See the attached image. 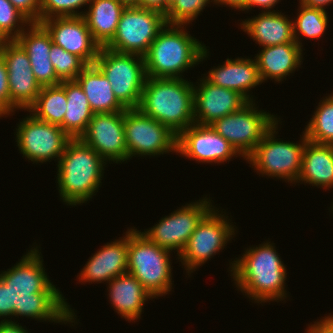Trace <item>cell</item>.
<instances>
[{"label": "cell", "mask_w": 333, "mask_h": 333, "mask_svg": "<svg viewBox=\"0 0 333 333\" xmlns=\"http://www.w3.org/2000/svg\"><path fill=\"white\" fill-rule=\"evenodd\" d=\"M34 244L16 264L0 271V279L9 287L10 321L18 322L14 319L25 317L37 322L69 324L70 327L78 325L75 309L51 282L45 272L41 247Z\"/></svg>", "instance_id": "1"}, {"label": "cell", "mask_w": 333, "mask_h": 333, "mask_svg": "<svg viewBox=\"0 0 333 333\" xmlns=\"http://www.w3.org/2000/svg\"><path fill=\"white\" fill-rule=\"evenodd\" d=\"M241 254L229 260L230 266L227 269L236 289L257 305L270 304L271 301L286 303L290 295L285 286L287 268L275 243L266 240L245 248Z\"/></svg>", "instance_id": "2"}, {"label": "cell", "mask_w": 333, "mask_h": 333, "mask_svg": "<svg viewBox=\"0 0 333 333\" xmlns=\"http://www.w3.org/2000/svg\"><path fill=\"white\" fill-rule=\"evenodd\" d=\"M108 163L80 138H72L56 164L60 201L76 207L99 192Z\"/></svg>", "instance_id": "3"}, {"label": "cell", "mask_w": 333, "mask_h": 333, "mask_svg": "<svg viewBox=\"0 0 333 333\" xmlns=\"http://www.w3.org/2000/svg\"><path fill=\"white\" fill-rule=\"evenodd\" d=\"M187 26L166 23L160 30L144 56L147 77L185 78L184 72L209 58L210 47L189 34Z\"/></svg>", "instance_id": "4"}, {"label": "cell", "mask_w": 333, "mask_h": 333, "mask_svg": "<svg viewBox=\"0 0 333 333\" xmlns=\"http://www.w3.org/2000/svg\"><path fill=\"white\" fill-rule=\"evenodd\" d=\"M137 109L178 135L195 123L193 82L187 78L147 77Z\"/></svg>", "instance_id": "5"}, {"label": "cell", "mask_w": 333, "mask_h": 333, "mask_svg": "<svg viewBox=\"0 0 333 333\" xmlns=\"http://www.w3.org/2000/svg\"><path fill=\"white\" fill-rule=\"evenodd\" d=\"M171 254V251L150 241L134 226L128 228L127 273L137 278L155 299L165 297L174 290Z\"/></svg>", "instance_id": "6"}, {"label": "cell", "mask_w": 333, "mask_h": 333, "mask_svg": "<svg viewBox=\"0 0 333 333\" xmlns=\"http://www.w3.org/2000/svg\"><path fill=\"white\" fill-rule=\"evenodd\" d=\"M281 118L263 136L262 141L254 151L245 159L259 176L281 179L288 184L296 185L301 167L303 152L308 139L305 132L300 135L299 141H285L279 134L278 128Z\"/></svg>", "instance_id": "7"}, {"label": "cell", "mask_w": 333, "mask_h": 333, "mask_svg": "<svg viewBox=\"0 0 333 333\" xmlns=\"http://www.w3.org/2000/svg\"><path fill=\"white\" fill-rule=\"evenodd\" d=\"M214 206L198 223L194 232L189 238L184 250L178 259L184 268L187 278L192 277L196 270L204 266L216 254L226 249L231 239L236 237L237 227L223 211ZM220 209V210H219ZM224 213V214H223ZM233 223V224H232ZM236 227V228H235Z\"/></svg>", "instance_id": "8"}, {"label": "cell", "mask_w": 333, "mask_h": 333, "mask_svg": "<svg viewBox=\"0 0 333 333\" xmlns=\"http://www.w3.org/2000/svg\"><path fill=\"white\" fill-rule=\"evenodd\" d=\"M94 65L106 76L118 101L126 109H137L147 78L144 57L100 47Z\"/></svg>", "instance_id": "9"}, {"label": "cell", "mask_w": 333, "mask_h": 333, "mask_svg": "<svg viewBox=\"0 0 333 333\" xmlns=\"http://www.w3.org/2000/svg\"><path fill=\"white\" fill-rule=\"evenodd\" d=\"M256 101L240 110L215 120L210 126L226 139L245 160L262 141L263 136L280 119L264 111Z\"/></svg>", "instance_id": "10"}, {"label": "cell", "mask_w": 333, "mask_h": 333, "mask_svg": "<svg viewBox=\"0 0 333 333\" xmlns=\"http://www.w3.org/2000/svg\"><path fill=\"white\" fill-rule=\"evenodd\" d=\"M127 161L134 157H160L177 153V135L138 109L124 111Z\"/></svg>", "instance_id": "11"}, {"label": "cell", "mask_w": 333, "mask_h": 333, "mask_svg": "<svg viewBox=\"0 0 333 333\" xmlns=\"http://www.w3.org/2000/svg\"><path fill=\"white\" fill-rule=\"evenodd\" d=\"M16 127L14 136L19 153L32 164L51 160L58 163L72 139L60 126L40 121L30 113L19 119Z\"/></svg>", "instance_id": "12"}, {"label": "cell", "mask_w": 333, "mask_h": 333, "mask_svg": "<svg viewBox=\"0 0 333 333\" xmlns=\"http://www.w3.org/2000/svg\"><path fill=\"white\" fill-rule=\"evenodd\" d=\"M211 201L213 200L210 195H206L199 200L186 203L177 207L178 209L171 214L161 217L157 224L140 232L161 248L174 254L177 252L174 256L178 258L198 223L214 207Z\"/></svg>", "instance_id": "13"}, {"label": "cell", "mask_w": 333, "mask_h": 333, "mask_svg": "<svg viewBox=\"0 0 333 333\" xmlns=\"http://www.w3.org/2000/svg\"><path fill=\"white\" fill-rule=\"evenodd\" d=\"M166 23L165 16L158 11L126 6L113 39L105 47L144 57Z\"/></svg>", "instance_id": "14"}, {"label": "cell", "mask_w": 333, "mask_h": 333, "mask_svg": "<svg viewBox=\"0 0 333 333\" xmlns=\"http://www.w3.org/2000/svg\"><path fill=\"white\" fill-rule=\"evenodd\" d=\"M0 53L6 63L10 92V115L27 111L36 101L41 85L32 72L29 56L16 40H4Z\"/></svg>", "instance_id": "15"}, {"label": "cell", "mask_w": 333, "mask_h": 333, "mask_svg": "<svg viewBox=\"0 0 333 333\" xmlns=\"http://www.w3.org/2000/svg\"><path fill=\"white\" fill-rule=\"evenodd\" d=\"M198 164H225L242 157L210 125L194 123L177 135V153ZM232 159V160H231ZM225 162V163H224Z\"/></svg>", "instance_id": "16"}, {"label": "cell", "mask_w": 333, "mask_h": 333, "mask_svg": "<svg viewBox=\"0 0 333 333\" xmlns=\"http://www.w3.org/2000/svg\"><path fill=\"white\" fill-rule=\"evenodd\" d=\"M80 139L110 165L127 163L124 111L93 114Z\"/></svg>", "instance_id": "17"}, {"label": "cell", "mask_w": 333, "mask_h": 333, "mask_svg": "<svg viewBox=\"0 0 333 333\" xmlns=\"http://www.w3.org/2000/svg\"><path fill=\"white\" fill-rule=\"evenodd\" d=\"M41 24L47 29L55 45L93 65L100 46L94 41L83 16L52 17Z\"/></svg>", "instance_id": "18"}, {"label": "cell", "mask_w": 333, "mask_h": 333, "mask_svg": "<svg viewBox=\"0 0 333 333\" xmlns=\"http://www.w3.org/2000/svg\"><path fill=\"white\" fill-rule=\"evenodd\" d=\"M197 80L193 83L194 118L197 124L210 125L215 120L240 110L249 102L239 92L214 85L202 75Z\"/></svg>", "instance_id": "19"}, {"label": "cell", "mask_w": 333, "mask_h": 333, "mask_svg": "<svg viewBox=\"0 0 333 333\" xmlns=\"http://www.w3.org/2000/svg\"><path fill=\"white\" fill-rule=\"evenodd\" d=\"M123 237L101 246L87 259L88 261L76 280L81 284H107L115 277L127 273L128 270V229Z\"/></svg>", "instance_id": "20"}, {"label": "cell", "mask_w": 333, "mask_h": 333, "mask_svg": "<svg viewBox=\"0 0 333 333\" xmlns=\"http://www.w3.org/2000/svg\"><path fill=\"white\" fill-rule=\"evenodd\" d=\"M202 75L206 81L214 85L239 92L248 101H256L251 90L262 84L255 58L249 56L234 59L228 56L222 65L213 66L207 74Z\"/></svg>", "instance_id": "21"}, {"label": "cell", "mask_w": 333, "mask_h": 333, "mask_svg": "<svg viewBox=\"0 0 333 333\" xmlns=\"http://www.w3.org/2000/svg\"><path fill=\"white\" fill-rule=\"evenodd\" d=\"M15 40L29 56L32 72L41 87L61 83L49 58L52 37L41 23L32 22Z\"/></svg>", "instance_id": "22"}, {"label": "cell", "mask_w": 333, "mask_h": 333, "mask_svg": "<svg viewBox=\"0 0 333 333\" xmlns=\"http://www.w3.org/2000/svg\"><path fill=\"white\" fill-rule=\"evenodd\" d=\"M261 50V51H260ZM254 58L262 83L273 80L282 83L287 76L302 68L304 52L296 42L262 47Z\"/></svg>", "instance_id": "23"}, {"label": "cell", "mask_w": 333, "mask_h": 333, "mask_svg": "<svg viewBox=\"0 0 333 333\" xmlns=\"http://www.w3.org/2000/svg\"><path fill=\"white\" fill-rule=\"evenodd\" d=\"M106 285L112 309L129 323L140 320L146 301L155 300L142 283L129 273L115 277Z\"/></svg>", "instance_id": "24"}, {"label": "cell", "mask_w": 333, "mask_h": 333, "mask_svg": "<svg viewBox=\"0 0 333 333\" xmlns=\"http://www.w3.org/2000/svg\"><path fill=\"white\" fill-rule=\"evenodd\" d=\"M239 24L240 29L260 48L295 42L293 20L279 10L259 12L258 15L241 20Z\"/></svg>", "instance_id": "25"}, {"label": "cell", "mask_w": 333, "mask_h": 333, "mask_svg": "<svg viewBox=\"0 0 333 333\" xmlns=\"http://www.w3.org/2000/svg\"><path fill=\"white\" fill-rule=\"evenodd\" d=\"M299 183L328 191L333 188V145L306 142L296 181L298 186Z\"/></svg>", "instance_id": "26"}, {"label": "cell", "mask_w": 333, "mask_h": 333, "mask_svg": "<svg viewBox=\"0 0 333 333\" xmlns=\"http://www.w3.org/2000/svg\"><path fill=\"white\" fill-rule=\"evenodd\" d=\"M87 6L83 18L94 41L105 47L113 39L126 6L119 0H91Z\"/></svg>", "instance_id": "27"}, {"label": "cell", "mask_w": 333, "mask_h": 333, "mask_svg": "<svg viewBox=\"0 0 333 333\" xmlns=\"http://www.w3.org/2000/svg\"><path fill=\"white\" fill-rule=\"evenodd\" d=\"M75 80L84 91L94 114L126 110L116 98L106 76L94 64L88 65Z\"/></svg>", "instance_id": "28"}, {"label": "cell", "mask_w": 333, "mask_h": 333, "mask_svg": "<svg viewBox=\"0 0 333 333\" xmlns=\"http://www.w3.org/2000/svg\"><path fill=\"white\" fill-rule=\"evenodd\" d=\"M66 92L67 110L64 115V132L71 138H80L93 117L88 99L76 80L59 84Z\"/></svg>", "instance_id": "29"}, {"label": "cell", "mask_w": 333, "mask_h": 333, "mask_svg": "<svg viewBox=\"0 0 333 333\" xmlns=\"http://www.w3.org/2000/svg\"><path fill=\"white\" fill-rule=\"evenodd\" d=\"M67 110L65 90L60 86H43L35 103L27 110L36 119L60 126L64 131Z\"/></svg>", "instance_id": "30"}, {"label": "cell", "mask_w": 333, "mask_h": 333, "mask_svg": "<svg viewBox=\"0 0 333 333\" xmlns=\"http://www.w3.org/2000/svg\"><path fill=\"white\" fill-rule=\"evenodd\" d=\"M297 15L293 20V35L295 42L303 48L302 41L304 38L307 40L321 39L326 34L327 28H329V12L319 9L310 8L299 2L297 8ZM302 37V38H301ZM304 37V38H303Z\"/></svg>", "instance_id": "31"}, {"label": "cell", "mask_w": 333, "mask_h": 333, "mask_svg": "<svg viewBox=\"0 0 333 333\" xmlns=\"http://www.w3.org/2000/svg\"><path fill=\"white\" fill-rule=\"evenodd\" d=\"M304 128L308 141L333 145V92L321 98Z\"/></svg>", "instance_id": "32"}, {"label": "cell", "mask_w": 333, "mask_h": 333, "mask_svg": "<svg viewBox=\"0 0 333 333\" xmlns=\"http://www.w3.org/2000/svg\"><path fill=\"white\" fill-rule=\"evenodd\" d=\"M49 58L54 66L57 78L62 81L75 80L88 66L80 57L71 54L52 43Z\"/></svg>", "instance_id": "33"}, {"label": "cell", "mask_w": 333, "mask_h": 333, "mask_svg": "<svg viewBox=\"0 0 333 333\" xmlns=\"http://www.w3.org/2000/svg\"><path fill=\"white\" fill-rule=\"evenodd\" d=\"M31 23L10 0H0V37L3 40H15Z\"/></svg>", "instance_id": "34"}, {"label": "cell", "mask_w": 333, "mask_h": 333, "mask_svg": "<svg viewBox=\"0 0 333 333\" xmlns=\"http://www.w3.org/2000/svg\"><path fill=\"white\" fill-rule=\"evenodd\" d=\"M213 0H176L169 8L165 19L168 24L192 25V22ZM202 12V13H201Z\"/></svg>", "instance_id": "35"}, {"label": "cell", "mask_w": 333, "mask_h": 333, "mask_svg": "<svg viewBox=\"0 0 333 333\" xmlns=\"http://www.w3.org/2000/svg\"><path fill=\"white\" fill-rule=\"evenodd\" d=\"M91 0H41L39 23L52 17L83 16L81 8L88 7Z\"/></svg>", "instance_id": "36"}, {"label": "cell", "mask_w": 333, "mask_h": 333, "mask_svg": "<svg viewBox=\"0 0 333 333\" xmlns=\"http://www.w3.org/2000/svg\"><path fill=\"white\" fill-rule=\"evenodd\" d=\"M10 114V92L6 63L0 53V119Z\"/></svg>", "instance_id": "37"}, {"label": "cell", "mask_w": 333, "mask_h": 333, "mask_svg": "<svg viewBox=\"0 0 333 333\" xmlns=\"http://www.w3.org/2000/svg\"><path fill=\"white\" fill-rule=\"evenodd\" d=\"M31 22L39 23L41 0H10Z\"/></svg>", "instance_id": "38"}, {"label": "cell", "mask_w": 333, "mask_h": 333, "mask_svg": "<svg viewBox=\"0 0 333 333\" xmlns=\"http://www.w3.org/2000/svg\"><path fill=\"white\" fill-rule=\"evenodd\" d=\"M307 325L304 333H333V314H325L324 317Z\"/></svg>", "instance_id": "39"}, {"label": "cell", "mask_w": 333, "mask_h": 333, "mask_svg": "<svg viewBox=\"0 0 333 333\" xmlns=\"http://www.w3.org/2000/svg\"><path fill=\"white\" fill-rule=\"evenodd\" d=\"M4 318V319H3ZM8 318V319H7ZM9 287L0 279V321H10Z\"/></svg>", "instance_id": "40"}, {"label": "cell", "mask_w": 333, "mask_h": 333, "mask_svg": "<svg viewBox=\"0 0 333 333\" xmlns=\"http://www.w3.org/2000/svg\"><path fill=\"white\" fill-rule=\"evenodd\" d=\"M280 2L281 0H245V13L251 12L252 8L256 7L260 9V12H274L276 11L275 6Z\"/></svg>", "instance_id": "41"}, {"label": "cell", "mask_w": 333, "mask_h": 333, "mask_svg": "<svg viewBox=\"0 0 333 333\" xmlns=\"http://www.w3.org/2000/svg\"><path fill=\"white\" fill-rule=\"evenodd\" d=\"M0 333H31L26 326H22L19 322L0 321Z\"/></svg>", "instance_id": "42"}, {"label": "cell", "mask_w": 333, "mask_h": 333, "mask_svg": "<svg viewBox=\"0 0 333 333\" xmlns=\"http://www.w3.org/2000/svg\"><path fill=\"white\" fill-rule=\"evenodd\" d=\"M139 7L158 11L166 16V0H140Z\"/></svg>", "instance_id": "43"}, {"label": "cell", "mask_w": 333, "mask_h": 333, "mask_svg": "<svg viewBox=\"0 0 333 333\" xmlns=\"http://www.w3.org/2000/svg\"><path fill=\"white\" fill-rule=\"evenodd\" d=\"M213 4L220 7H229L231 11L236 9L237 11L245 12V0H213Z\"/></svg>", "instance_id": "44"}, {"label": "cell", "mask_w": 333, "mask_h": 333, "mask_svg": "<svg viewBox=\"0 0 333 333\" xmlns=\"http://www.w3.org/2000/svg\"><path fill=\"white\" fill-rule=\"evenodd\" d=\"M301 4L310 8H319L327 11V6L333 4V0H298Z\"/></svg>", "instance_id": "45"}, {"label": "cell", "mask_w": 333, "mask_h": 333, "mask_svg": "<svg viewBox=\"0 0 333 333\" xmlns=\"http://www.w3.org/2000/svg\"><path fill=\"white\" fill-rule=\"evenodd\" d=\"M125 6H139L140 0H119Z\"/></svg>", "instance_id": "46"}, {"label": "cell", "mask_w": 333, "mask_h": 333, "mask_svg": "<svg viewBox=\"0 0 333 333\" xmlns=\"http://www.w3.org/2000/svg\"><path fill=\"white\" fill-rule=\"evenodd\" d=\"M176 0H166V14Z\"/></svg>", "instance_id": "47"}, {"label": "cell", "mask_w": 333, "mask_h": 333, "mask_svg": "<svg viewBox=\"0 0 333 333\" xmlns=\"http://www.w3.org/2000/svg\"><path fill=\"white\" fill-rule=\"evenodd\" d=\"M331 205H332V206H330L331 208H329V211L331 210V213H332V215H333V202H331Z\"/></svg>", "instance_id": "48"}, {"label": "cell", "mask_w": 333, "mask_h": 333, "mask_svg": "<svg viewBox=\"0 0 333 333\" xmlns=\"http://www.w3.org/2000/svg\"><path fill=\"white\" fill-rule=\"evenodd\" d=\"M3 39L0 37V47H1V45H2V43H3Z\"/></svg>", "instance_id": "49"}]
</instances>
